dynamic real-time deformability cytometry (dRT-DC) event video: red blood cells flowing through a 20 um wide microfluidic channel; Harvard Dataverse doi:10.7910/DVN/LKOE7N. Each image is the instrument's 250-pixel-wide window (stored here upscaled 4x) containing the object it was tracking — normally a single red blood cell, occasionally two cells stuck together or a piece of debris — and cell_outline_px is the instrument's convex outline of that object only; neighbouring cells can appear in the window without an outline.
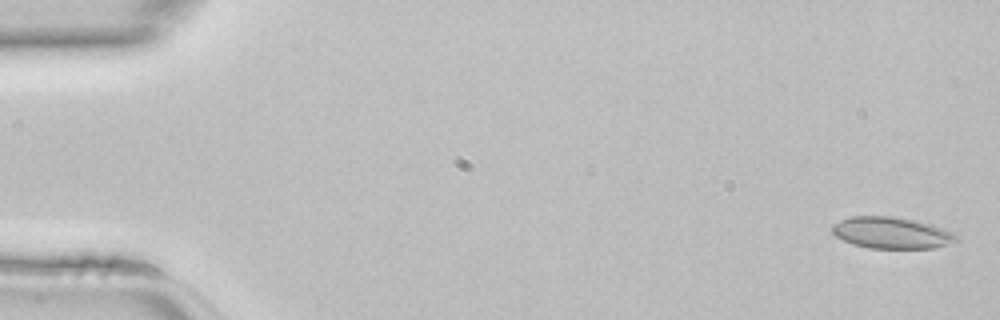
{"species": "common noctule bat (a hibernating species)", "species_latin": "Nyctalus noctula", "temperature_condition": "room temperature", "stored_images_in_passage": 45, "camera_frame_rate_fps": 3000, "um_per_image_px": 0.085, "animal": {"sex": "female", "body_mass_g": 22.7, "forearm_length_mm": 54.2}, "frame": {"image": 1, "passage_image": 1, "time_ms": 0.0, "image_size_px": [1000, 320], "cell_outline_px": [[960, 240], [948, 244], [932, 248], [868, 248], [852, 244], [836, 236], [832, 232], [832, 224], [840, 220], [852, 216], [892, 216], [932, 224], [952, 232]], "centroid_in_image_um": [75.77, 19.79], "position_along_channel_um": 9.2, "area_um2": 22.72}}
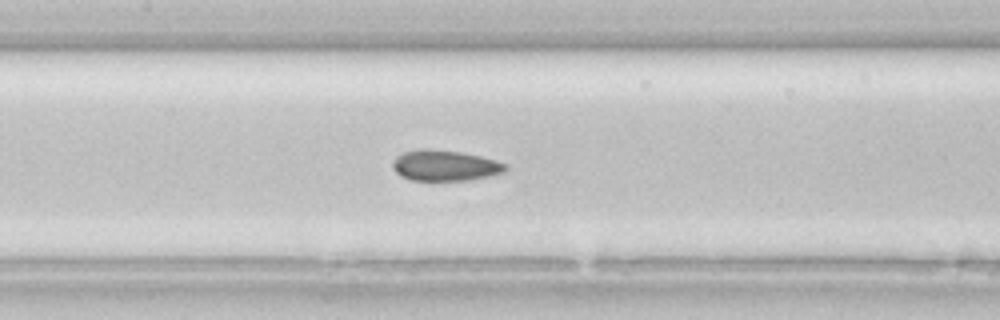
{"frame": {"image": 2, "passage_image": 21, "time_ms": 6.667, "image_size_px": [1000, 320], "cell_outline_px": [[508, 168], [504, 172], [488, 176], [468, 180], [412, 180], [400, 176], [392, 168], [392, 160], [396, 156], [404, 152], [424, 148], [460, 152], [480, 156], [496, 160], [508, 164]], "centroid_in_image_um": [37.81, 14.07], "position_along_channel_um": 169.6, "area_um2": 20.23}}
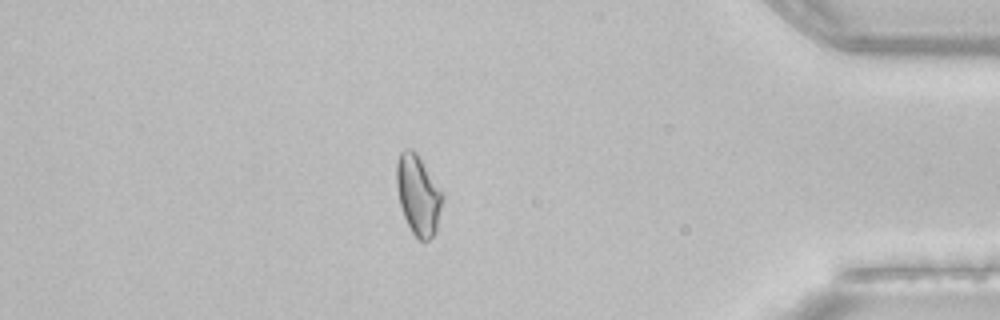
{"frame": {"image": 3, "passage_image": 39, "time_ms": 12.667, "image_size_px": [1000, 320], "cell_outline_px": [[444, 196], [436, 232], [424, 244], [412, 232], [404, 216], [400, 204], [396, 188], [396, 164], [400, 152], [404, 148], [412, 148], [416, 152], [444, 192]], "centroid_in_image_um": [35.56, 16.55], "position_along_channel_um": 399.6, "area_um2": 21.73}}